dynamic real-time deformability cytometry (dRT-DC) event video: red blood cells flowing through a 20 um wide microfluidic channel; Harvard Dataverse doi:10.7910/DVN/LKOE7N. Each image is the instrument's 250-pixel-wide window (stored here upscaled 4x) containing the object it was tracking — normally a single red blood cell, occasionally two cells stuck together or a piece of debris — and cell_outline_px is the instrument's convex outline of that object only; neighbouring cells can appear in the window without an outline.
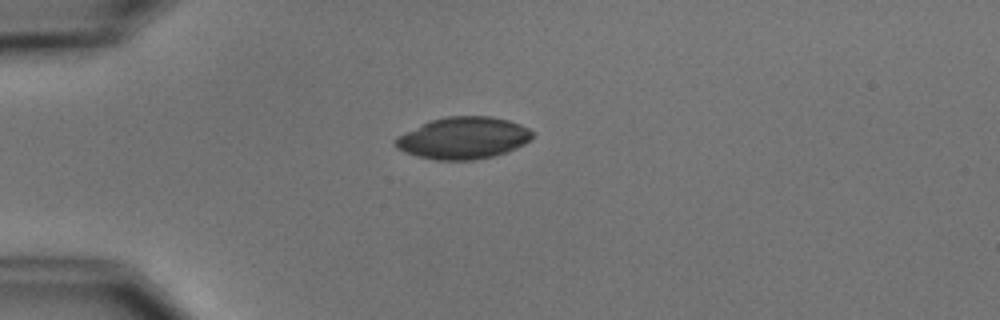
{"species": "common noctule bat (a hibernating species)", "species_latin": "Nyctalus noctula", "temperature_condition": "cold", "stored_images_in_passage": 5, "camera_frame_rate_fps": 3000, "um_per_image_px": 0.085, "animal": {"sex": "male", "body_mass_g": 15.6}, "frame": {"image": 1, "passage_image": 5, "time_ms": 4.667, "image_size_px": [1000, 320], "cell_outline_px": [[532, 136], [524, 144], [508, 152], [492, 156], [472, 160], [436, 160], [416, 156], [404, 152], [396, 148], [392, 144], [392, 140], [396, 136], [428, 120], [448, 116], [492, 116], [508, 120], [520, 124], [528, 128], [532, 132]], "centroid_in_image_um": [39.31, 11.73], "position_along_channel_um": 45.7, "area_um2": 33.76}}